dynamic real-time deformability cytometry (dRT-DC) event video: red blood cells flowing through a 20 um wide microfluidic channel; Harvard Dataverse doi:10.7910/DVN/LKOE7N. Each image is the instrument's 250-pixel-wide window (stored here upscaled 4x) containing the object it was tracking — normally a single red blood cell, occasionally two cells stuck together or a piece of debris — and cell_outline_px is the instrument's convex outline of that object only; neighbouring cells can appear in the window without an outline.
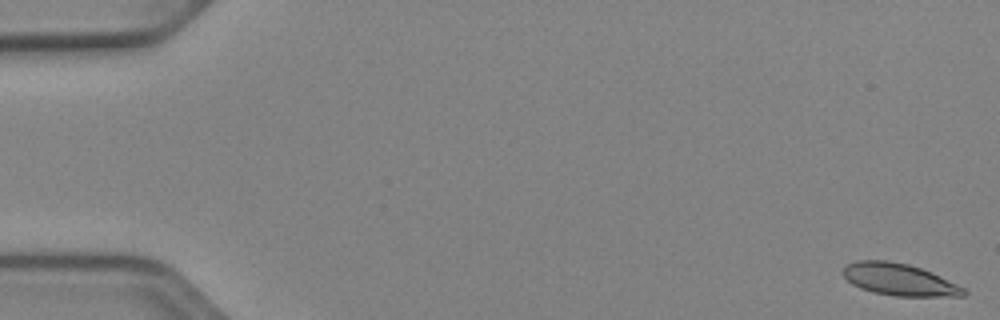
{"species": "Egyptian fruit bat (a non-hibernating species)", "species_latin": "Rousettus aegyptiacus", "temperature_condition": "cold", "stored_images_in_passage": 53, "camera_frame_rate_fps": 3000, "um_per_image_px": 0.085, "animal": {"sex": "female"}, "frame": {"image": 1, "passage_image": 1, "time_ms": 0.0, "image_size_px": [1000, 320], "cell_outline_px": [[968, 292], [964, 296], [896, 296], [872, 292], [860, 288], [852, 284], [840, 272], [848, 264], [856, 260], [884, 260], [908, 264], [932, 272], [964, 288]], "centroid_in_image_um": [76.41, 23.76], "position_along_channel_um": 8.6, "area_um2": 22.43}}
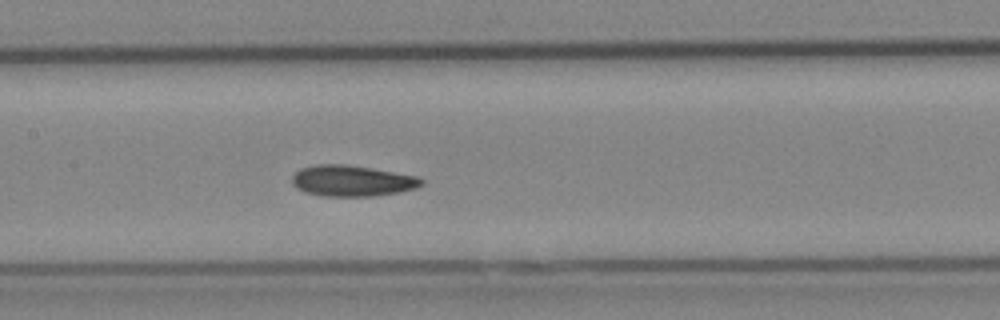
{"frame": {"image": 2, "passage_image": 26, "time_ms": 8.333, "image_size_px": [1000, 320], "cell_outline_px": [[424, 184], [416, 188], [400, 192], [372, 196], [320, 196], [304, 192], [296, 188], [292, 184], [292, 176], [300, 168], [316, 164], [344, 164], [372, 168], [416, 176], [424, 180]], "centroid_in_image_um": [29.9, 15.37], "position_along_channel_um": 177.5, "area_um2": 23.52}}
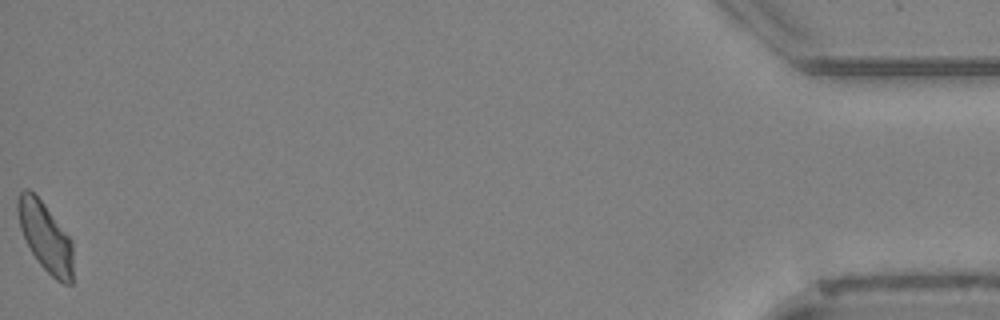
{"frame": {"image": 3, "passage_image": 53, "time_ms": 17.333, "image_size_px": [1000, 320], "cell_outline_px": [[72, 284], [64, 284], [56, 280], [36, 260], [20, 228], [16, 212], [16, 204], [20, 192], [24, 188], [28, 188], [44, 204], [72, 240]], "centroid_in_image_um": [3.84, 20.13], "position_along_channel_um": 431.4, "area_um2": 22.08}, "authors_computed_cell_mechanics": {"area_um2": 22.5998, "velocity_mm_per_s": 3.8811, "shape_relaxation_time_tau1_ms": null, "shape_relaxation_time_tau2_ms": 3.0864, "deformation_change_tau1": null, "deformation_change_tau2": 0.0831}}